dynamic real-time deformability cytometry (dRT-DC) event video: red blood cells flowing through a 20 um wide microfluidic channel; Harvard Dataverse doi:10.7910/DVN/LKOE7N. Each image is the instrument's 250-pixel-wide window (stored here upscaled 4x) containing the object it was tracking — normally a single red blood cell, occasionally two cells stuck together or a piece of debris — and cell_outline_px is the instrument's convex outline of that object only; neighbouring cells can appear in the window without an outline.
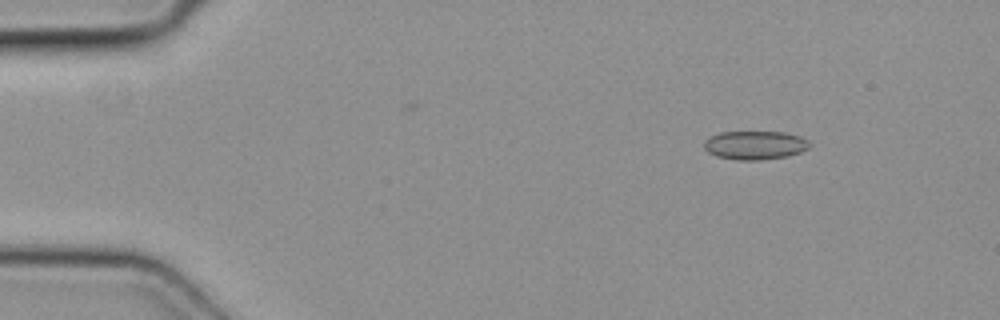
{"species": "common noctule bat (a hibernating species)", "species_latin": "Nyctalus noctula", "temperature_condition": "cold", "stored_images_in_passage": 4, "camera_frame_rate_fps": 3000, "um_per_image_px": 0.085, "animal": {"sex": "female", "body_mass_g": 19.3, "forearm_length_mm": 54.1}, "frame": {"image": 1, "passage_image": 1, "time_ms": 0.0, "image_size_px": [1000, 320], "cell_outline_px": [[812, 144], [808, 148], [800, 152], [788, 156], [760, 160], [736, 160], [716, 156], [708, 152], [704, 148], [704, 140], [720, 132], [784, 132], [800, 136], [808, 140]], "centroid_in_image_um": [64.18, 12.34], "position_along_channel_um": 20.8, "area_um2": 17.69}}